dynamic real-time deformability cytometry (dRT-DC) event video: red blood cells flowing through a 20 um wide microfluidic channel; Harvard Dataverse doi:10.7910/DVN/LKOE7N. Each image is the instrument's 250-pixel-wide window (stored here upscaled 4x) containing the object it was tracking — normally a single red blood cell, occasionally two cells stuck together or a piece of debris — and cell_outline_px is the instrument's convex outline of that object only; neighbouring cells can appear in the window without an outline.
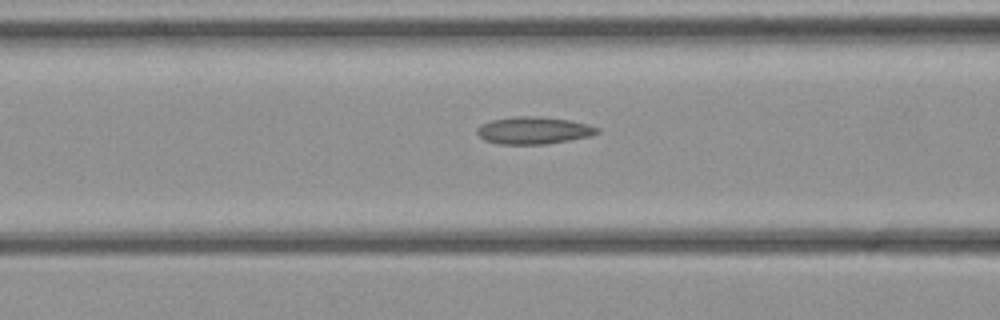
{"species": "common noctule bat (a hibernating species)", "species_latin": "Nyctalus noctula", "temperature_condition": "cold", "stored_images_in_passage": 29, "camera_frame_rate_fps": 3000, "um_per_image_px": 0.085, "animal": {"sex": "female", "body_mass_g": 21.9}, "frame": {"image": 1, "passage_image": 14, "time_ms": 4.333, "image_size_px": [1000, 320], "cell_outline_px": [[600, 132], [592, 136], [548, 144], [500, 144], [484, 140], [476, 132], [476, 128], [480, 124], [492, 120], [516, 116], [540, 116], [572, 120], [588, 124], [600, 128]], "centroid_in_image_um": [45.39, 11.08], "position_along_channel_um": 121.2, "area_um2": 19.36}}
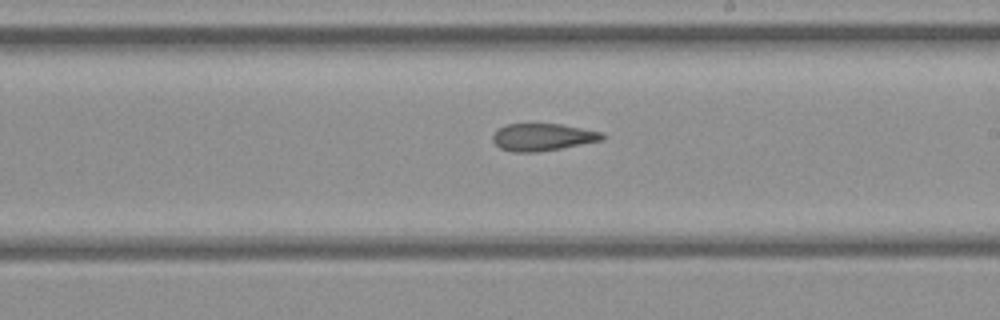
{"frame": {"image": 2, "passage_image": 22, "time_ms": 7.0, "image_size_px": [1000, 320], "cell_outline_px": [[608, 136], [604, 140], [540, 152], [512, 152], [500, 148], [492, 140], [492, 136], [500, 128], [508, 124], [560, 124], [604, 132]], "centroid_in_image_um": [46.19, 11.66], "position_along_channel_um": 242.8, "area_um2": 17.51}}
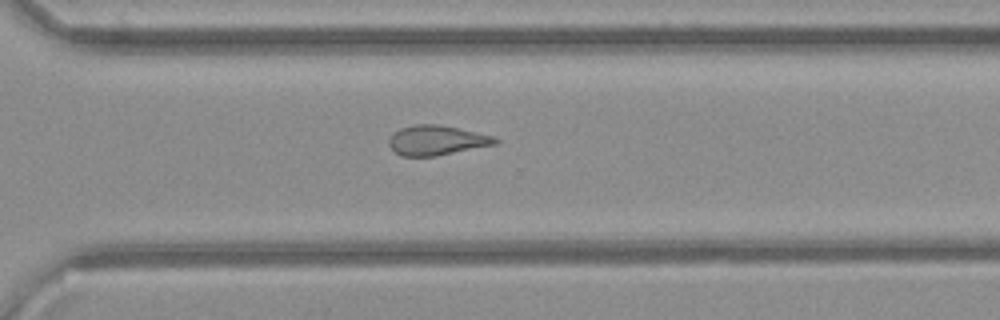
{"frame": {"image": 3, "passage_image": 28, "time_ms": 9.0, "image_size_px": [1000, 320], "cell_outline_px": [[500, 140], [496, 144], [436, 156], [400, 156], [388, 144], [388, 140], [400, 128], [416, 124], [436, 124], [496, 136]], "centroid_in_image_um": [37.14, 11.93], "position_along_channel_um": 333.5, "area_um2": 18.26}}